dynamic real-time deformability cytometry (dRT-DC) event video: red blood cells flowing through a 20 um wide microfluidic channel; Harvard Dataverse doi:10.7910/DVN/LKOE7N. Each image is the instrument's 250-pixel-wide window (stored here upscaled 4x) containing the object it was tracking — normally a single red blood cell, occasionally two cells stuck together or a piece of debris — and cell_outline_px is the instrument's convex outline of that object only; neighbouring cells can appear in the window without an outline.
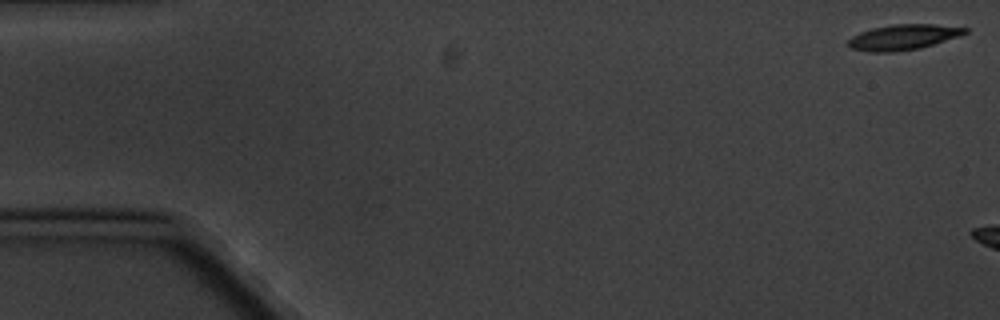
{"species": "common noctule bat (a hibernating species)", "species_latin": "Nyctalus noctula", "temperature_condition": "cold", "stored_images_in_passage": 3, "camera_frame_rate_fps": 3000, "um_per_image_px": 0.085, "animal": {"sex": "male", "body_mass_g": 20.1, "forearm_length_mm": 53.5}, "frame": {"image": 1, "passage_image": 1, "time_ms": 0.0, "image_size_px": [1000, 320], "cell_outline_px": [[968, 32], [960, 36], [920, 48], [892, 52], [872, 52], [852, 48], [844, 44], [852, 36], [860, 32], [872, 28], [892, 24], [936, 24], [968, 28]], "centroid_in_image_um": [76.77, 3.15], "position_along_channel_um": 8.2, "area_um2": 17.34}}